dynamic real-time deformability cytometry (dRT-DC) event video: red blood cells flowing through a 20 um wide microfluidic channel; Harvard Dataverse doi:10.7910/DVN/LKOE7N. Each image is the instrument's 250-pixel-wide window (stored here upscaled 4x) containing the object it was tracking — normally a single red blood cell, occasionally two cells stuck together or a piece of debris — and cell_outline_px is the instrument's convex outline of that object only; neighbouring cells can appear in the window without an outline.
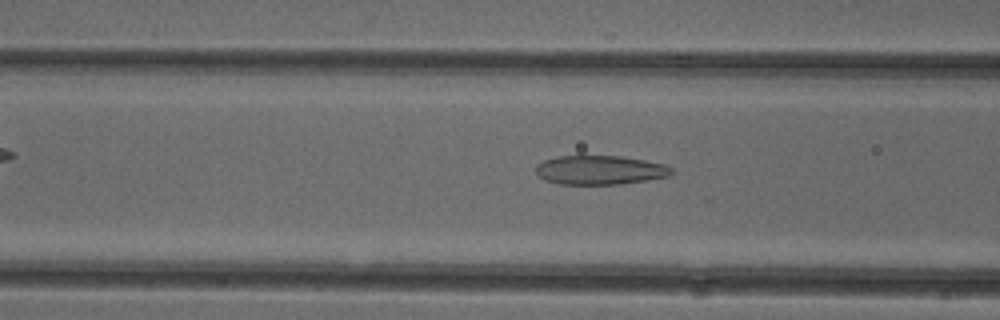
{"species": "common noctule bat (a hibernating species)", "species_latin": "Nyctalus noctula", "temperature_condition": "cold", "stored_images_in_passage": 38, "camera_frame_rate_fps": 3000, "um_per_image_px": 0.085, "animal": {"sex": "female"}, "frame": {"image": 1, "passage_image": 20, "time_ms": 6.333, "image_size_px": [1000, 320], "cell_outline_px": [[672, 172], [668, 176], [620, 184], [560, 184], [544, 180], [536, 172], [536, 164], [544, 160], [556, 156], [624, 156], [664, 164], [672, 168]], "centroid_in_image_um": [50.96, 14.44], "position_along_channel_um": 115.6, "area_um2": 22.89}}
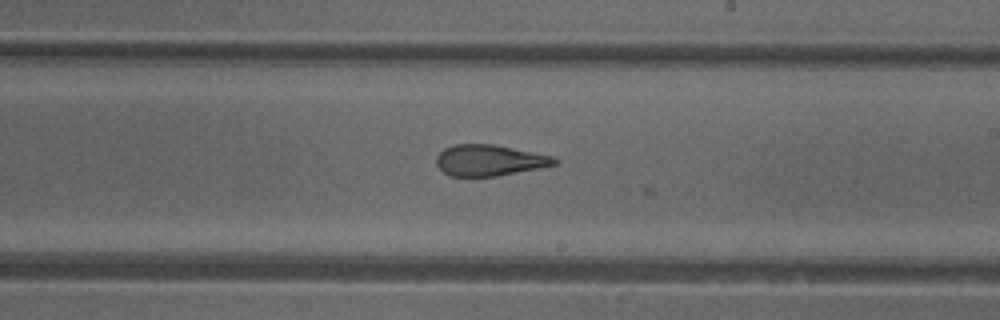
{"frame": {"image": 2, "passage_image": 30, "time_ms": 9.667, "image_size_px": [1000, 320], "cell_outline_px": [[560, 160], [556, 164], [540, 168], [496, 176], [452, 176], [444, 172], [436, 164], [436, 156], [444, 148], [452, 144], [492, 144], [552, 156]], "centroid_in_image_um": [41.58, 13.62], "position_along_channel_um": 247.4, "area_um2": 21.27}}
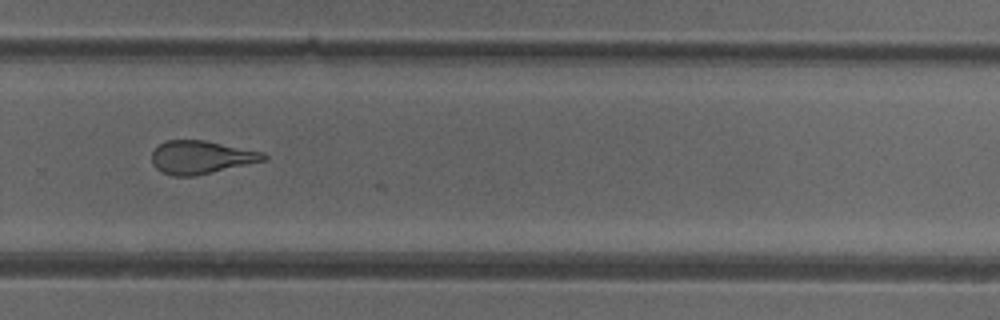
{"frame": {"image": 3, "passage_image": 35, "time_ms": 11.333, "image_size_px": [1000, 320], "cell_outline_px": [[268, 160], [196, 176], [172, 176], [160, 172], [152, 164], [152, 152], [160, 144], [168, 140], [204, 140], [264, 152], [268, 156]], "centroid_in_image_um": [17.11, 13.38], "position_along_channel_um": 312.7, "area_um2": 21.79}}